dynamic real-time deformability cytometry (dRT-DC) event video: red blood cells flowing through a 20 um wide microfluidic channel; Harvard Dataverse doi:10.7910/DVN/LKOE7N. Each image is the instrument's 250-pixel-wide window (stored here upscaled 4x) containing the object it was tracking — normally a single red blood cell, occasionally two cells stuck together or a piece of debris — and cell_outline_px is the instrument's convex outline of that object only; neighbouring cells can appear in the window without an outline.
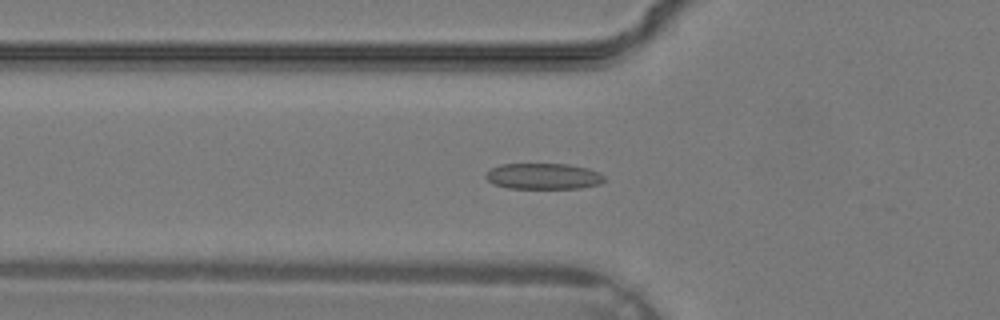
{"species": "common noctule bat (a hibernating species)", "species_latin": "Nyctalus noctula", "temperature_condition": "warm", "stored_images_in_passage": 35, "camera_frame_rate_fps": 3000, "um_per_image_px": 0.085, "animal": {"sex": "male", "body_mass_g": 19.2, "forearm_length_mm": 51.8}, "frame": {"image": 1, "passage_image": 12, "time_ms": 3.667, "image_size_px": [1000, 320], "cell_outline_px": [[604, 180], [600, 184], [580, 188], [508, 188], [492, 184], [484, 176], [492, 168], [500, 164], [568, 164], [588, 168], [600, 172], [604, 176]], "centroid_in_image_um": [46.2, 14.98], "position_along_channel_um": 79.6, "area_um2": 17.98}}
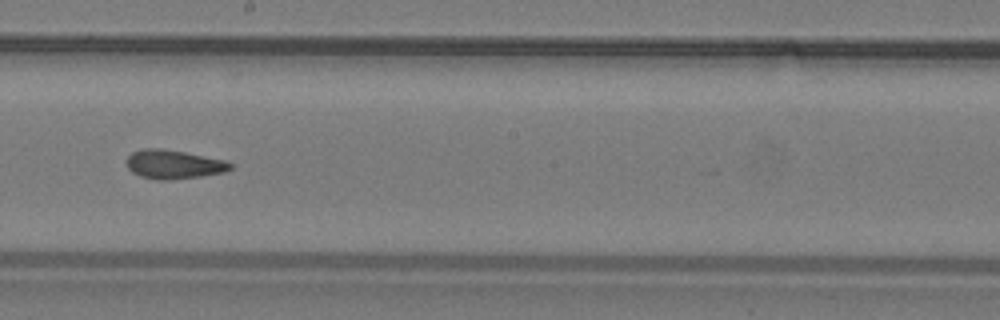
{"frame": {"image": 2, "passage_image": 20, "time_ms": 6.333, "image_size_px": [1000, 320], "cell_outline_px": [[232, 168], [224, 172], [200, 176], [168, 180], [156, 180], [140, 176], [132, 172], [128, 168], [128, 156], [132, 152], [144, 148], [160, 148], [184, 152], [224, 160], [232, 164]], "centroid_in_image_um": [14.74, 13.97], "position_along_channel_um": 233.5, "area_um2": 17.28}}
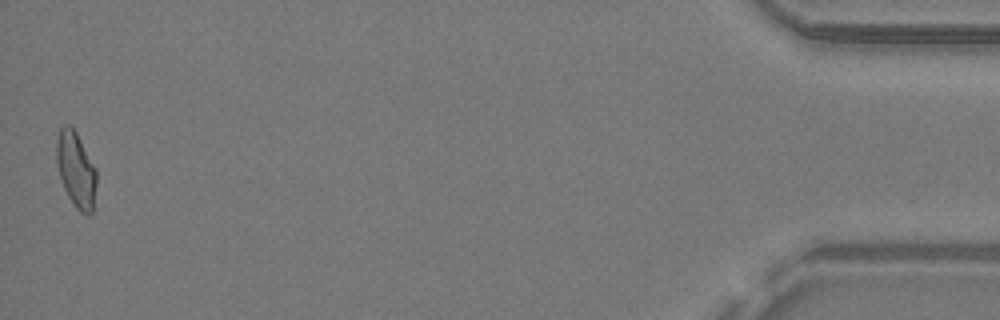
{"frame": {"image": 3, "passage_image": 35, "time_ms": 11.333, "image_size_px": [1000, 320], "cell_outline_px": [[96, 184], [92, 212], [88, 216], [80, 212], [76, 208], [68, 196], [60, 180], [56, 160], [56, 140], [60, 128], [64, 124], [68, 124], [76, 132], [96, 168]], "centroid_in_image_um": [6.44, 14.42], "position_along_channel_um": 428.8, "area_um2": 17.63}}